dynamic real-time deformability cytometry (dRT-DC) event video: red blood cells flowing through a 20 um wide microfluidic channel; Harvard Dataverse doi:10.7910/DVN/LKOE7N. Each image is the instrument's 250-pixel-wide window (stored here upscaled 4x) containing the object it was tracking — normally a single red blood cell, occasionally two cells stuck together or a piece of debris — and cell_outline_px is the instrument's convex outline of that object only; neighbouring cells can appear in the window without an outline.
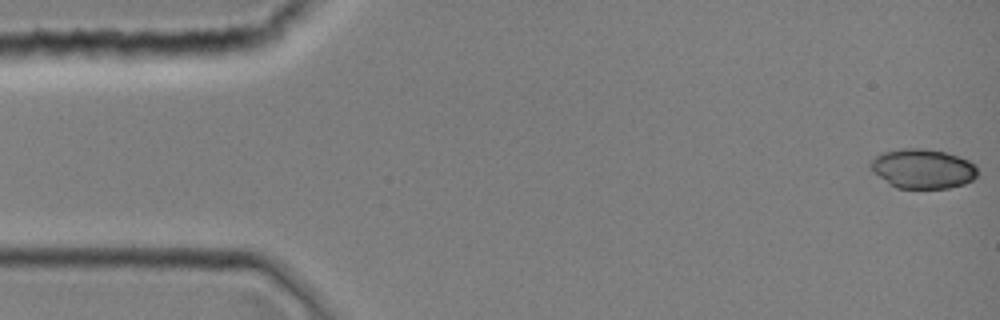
{"species": "common noctule bat (a hibernating species)", "species_latin": "Nyctalus noctula", "temperature_condition": "room temperature", "stored_images_in_passage": 40, "camera_frame_rate_fps": 3000, "um_per_image_px": 0.085, "animal": {"sex": "female", "body_mass_g": 19.0, "forearm_length_mm": 51.5}, "frame": {"image": 1, "passage_image": 1, "time_ms": 0.0, "image_size_px": [1000, 320], "cell_outline_px": [[976, 176], [972, 180], [964, 184], [948, 188], [896, 188], [888, 184], [872, 172], [868, 164], [880, 152], [900, 148], [924, 148], [944, 152], [968, 160], [976, 164]], "centroid_in_image_um": [78.38, 14.34], "position_along_channel_um": 6.6, "area_um2": 24.85}}
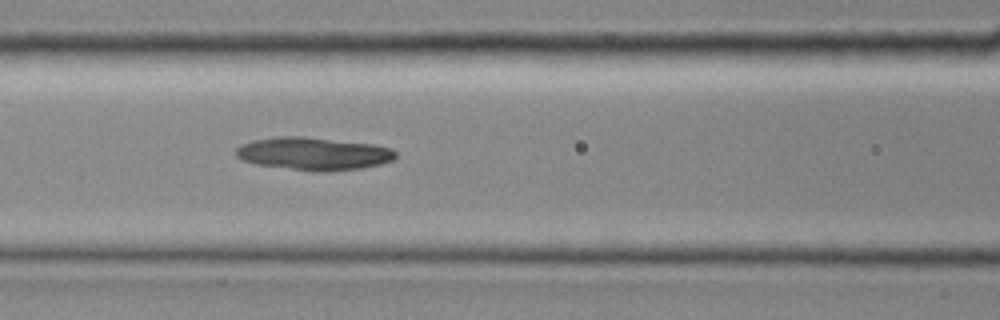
{"frame": {"image": 2, "passage_image": 17, "time_ms": 5.333, "image_size_px": [1000, 320], "cell_outline_px": [[396, 156], [392, 160], [380, 164], [360, 168], [332, 172], [312, 172], [256, 164], [240, 160], [236, 156], [236, 148], [240, 144], [252, 140], [276, 136], [304, 136], [372, 144], [392, 148], [396, 152]], "centroid_in_image_um": [26.61, 13.07], "position_along_channel_um": 140.0, "area_um2": 30.92}}
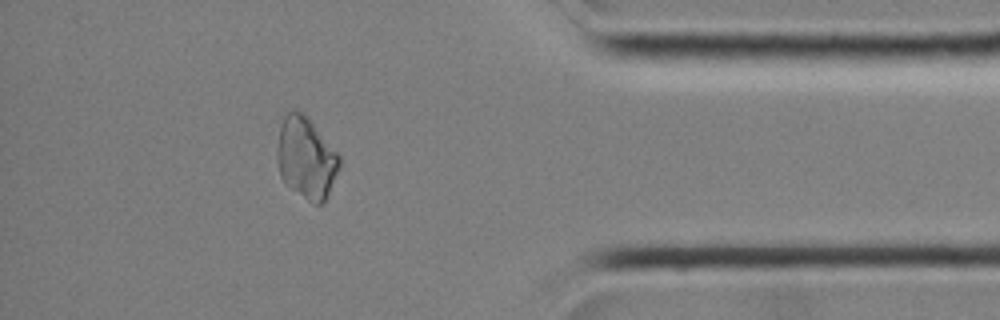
{"frame": {"image": 3, "passage_image": 35, "time_ms": 11.333, "image_size_px": [1000, 320], "cell_outline_px": [[344, 160], [324, 200], [320, 204], [312, 204], [284, 184], [280, 176], [276, 160], [276, 148], [280, 128], [284, 116], [292, 108], [296, 108], [304, 112], [308, 116]], "centroid_in_image_um": [26.01, 13.39], "position_along_channel_um": 409.2, "area_um2": 30.29}}